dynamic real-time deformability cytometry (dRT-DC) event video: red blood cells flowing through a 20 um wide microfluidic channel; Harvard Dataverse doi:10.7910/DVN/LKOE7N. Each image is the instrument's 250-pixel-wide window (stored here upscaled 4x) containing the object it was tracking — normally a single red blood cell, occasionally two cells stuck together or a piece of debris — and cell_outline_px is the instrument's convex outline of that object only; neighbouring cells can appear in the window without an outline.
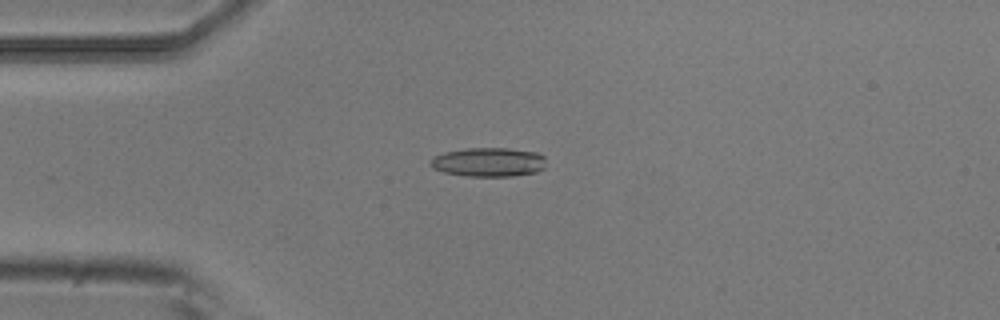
{"species": "common noctule bat (a hibernating species)", "species_latin": "Nyctalus noctula", "temperature_condition": "room temperature", "stored_images_in_passage": 8, "camera_frame_rate_fps": 3000, "um_per_image_px": 0.085, "animal": {"sex": "male", "body_mass_g": 20.5, "forearm_length_mm": 52.5}, "frame": {"image": 1, "passage_image": 3, "time_ms": 0.667, "image_size_px": [1000, 320], "cell_outline_px": [[544, 168], [536, 172], [512, 176], [468, 176], [444, 172], [432, 168], [428, 164], [428, 160], [432, 156], [444, 152], [464, 148], [508, 148], [536, 152], [544, 156]], "centroid_in_image_um": [41.47, 13.77], "position_along_channel_um": 43.5, "area_um2": 19.77}}
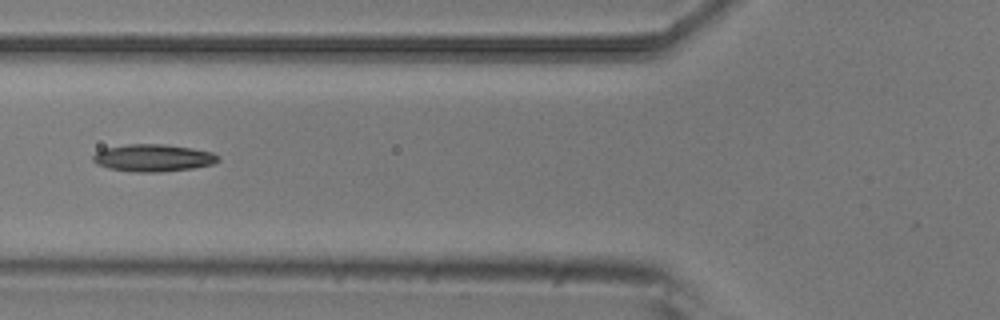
{"frame": {"image": 2, "passage_image": 5, "time_ms": 1.333, "image_size_px": [1000, 320], "cell_outline_px": [[220, 160], [212, 164], [192, 168], [160, 172], [132, 172], [108, 168], [96, 164], [92, 160], [92, 156], [96, 152], [104, 148], [128, 144], [160, 144], [192, 148], [212, 152], [220, 156]], "centroid_in_image_um": [13.0, 13.42], "position_along_channel_um": 112.8, "area_um2": 19.94}}
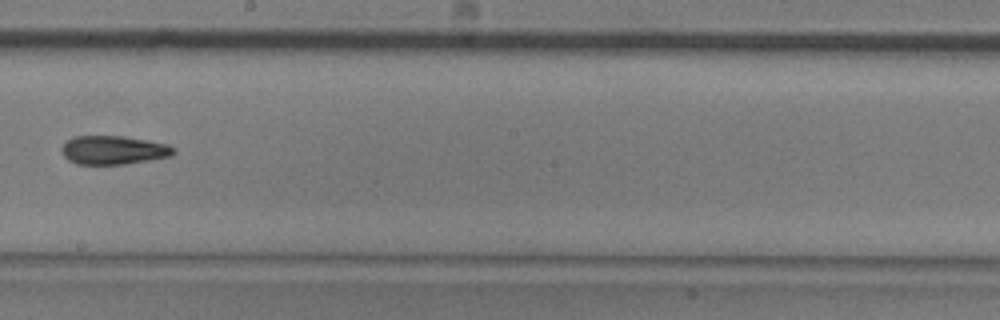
{"frame": {"image": 3, "passage_image": 8, "time_ms": 2.333, "image_size_px": [1000, 320], "cell_outline_px": [[176, 152], [172, 156], [124, 164], [76, 164], [68, 160], [60, 152], [60, 148], [72, 136], [124, 136], [148, 140], [168, 144], [176, 148]], "centroid_in_image_um": [9.65, 12.75], "position_along_channel_um": 238.6, "area_um2": 18.9}}